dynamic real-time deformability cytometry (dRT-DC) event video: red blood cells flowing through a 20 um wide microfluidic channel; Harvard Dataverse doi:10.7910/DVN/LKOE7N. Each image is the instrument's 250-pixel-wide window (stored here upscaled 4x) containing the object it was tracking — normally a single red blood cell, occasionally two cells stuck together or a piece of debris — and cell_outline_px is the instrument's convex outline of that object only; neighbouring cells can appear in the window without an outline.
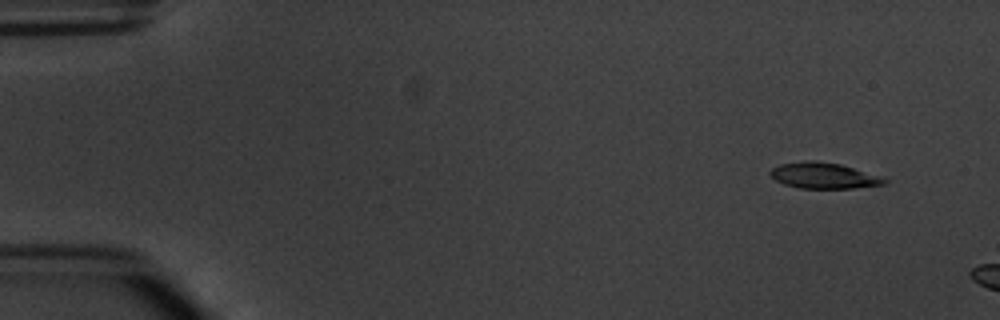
{"species": "common noctule bat (a hibernating species)", "species_latin": "Nyctalus noctula", "temperature_condition": "warm", "stored_images_in_passage": 5, "camera_frame_rate_fps": 3000, "um_per_image_px": 0.085, "animal": {"sex": "male", "body_mass_g": 20.1, "forearm_length_mm": 53.5}, "frame": {"image": 1, "passage_image": 1, "time_ms": 0.0, "image_size_px": [1000, 320], "cell_outline_px": [[888, 180], [884, 184], [852, 188], [800, 188], [784, 184], [776, 180], [768, 172], [772, 168], [780, 164], [804, 160], [816, 160], [840, 164], [880, 176]], "centroid_in_image_um": [69.98, 14.91], "position_along_channel_um": 15.0, "area_um2": 17.11}}